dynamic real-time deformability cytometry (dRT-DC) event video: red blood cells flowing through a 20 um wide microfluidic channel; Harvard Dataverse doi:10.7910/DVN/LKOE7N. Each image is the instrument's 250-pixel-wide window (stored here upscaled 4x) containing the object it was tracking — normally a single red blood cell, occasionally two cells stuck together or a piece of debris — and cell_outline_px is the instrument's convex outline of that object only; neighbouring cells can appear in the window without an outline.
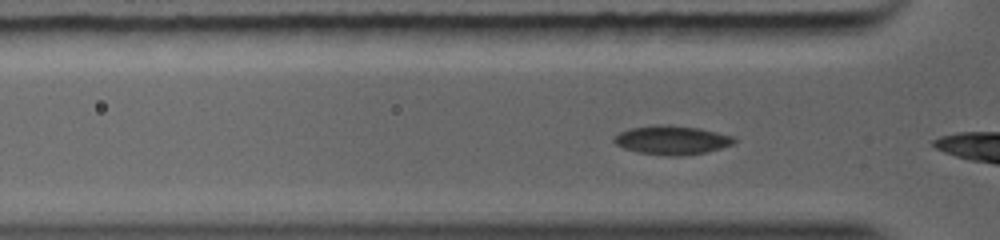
{"species": "common noctule bat (a hibernating species)", "species_latin": "Nyctalus noctula", "temperature_condition": "warm", "stored_images_in_passage": 25, "camera_frame_rate_fps": 5000, "um_per_image_px": 0.085, "animal": {"sex": "female", "body_mass_g": 19.0, "forearm_length_mm": 56.7}, "frame": {"image": 1, "passage_image": 6, "time_ms": 0.8, "image_size_px": [1000, 240], "cell_outline_px": [[736, 140], [732, 144], [720, 148], [704, 152], [680, 156], [668, 156], [636, 152], [624, 148], [616, 144], [612, 140], [612, 136], [628, 128], [656, 124], [668, 124], [700, 128], [732, 136]], "centroid_in_image_um": [57.04, 11.89], "position_along_channel_um": 68.8, "area_um2": 20.35}}
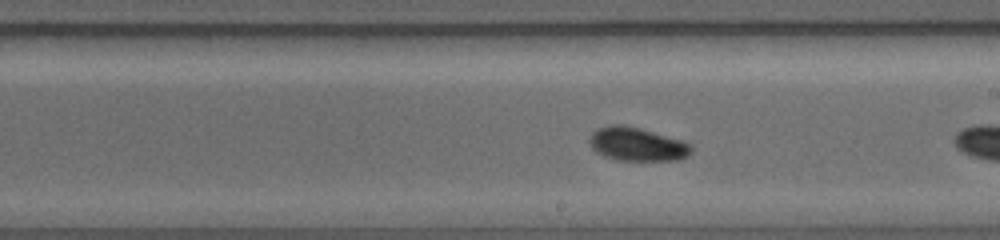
{"frame": {"image": 2, "passage_image": 17, "time_ms": 4.2, "image_size_px": [1000, 240], "cell_outline_px": [[692, 152], [688, 156], [680, 160], [616, 160], [604, 156], [596, 152], [592, 148], [588, 140], [592, 132], [596, 128], [612, 124], [624, 124], [688, 140], [692, 144]], "centroid_in_image_um": [54.2, 12.24], "position_along_channel_um": 234.8, "area_um2": 20.52}}
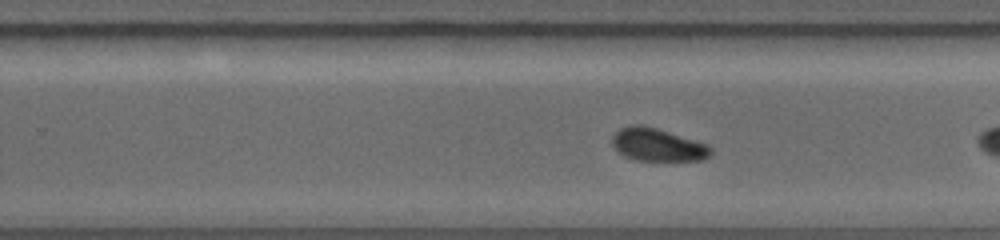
{"frame": {"image": 3, "passage_image": 21, "time_ms": 5.0, "image_size_px": [1000, 240], "cell_outline_px": [[712, 152], [704, 160], [636, 160], [624, 156], [612, 144], [612, 136], [620, 128], [636, 124], [640, 124], [656, 128], [708, 144], [712, 148]], "centroid_in_image_um": [55.91, 12.3], "position_along_channel_um": 273.9, "area_um2": 18.67}}